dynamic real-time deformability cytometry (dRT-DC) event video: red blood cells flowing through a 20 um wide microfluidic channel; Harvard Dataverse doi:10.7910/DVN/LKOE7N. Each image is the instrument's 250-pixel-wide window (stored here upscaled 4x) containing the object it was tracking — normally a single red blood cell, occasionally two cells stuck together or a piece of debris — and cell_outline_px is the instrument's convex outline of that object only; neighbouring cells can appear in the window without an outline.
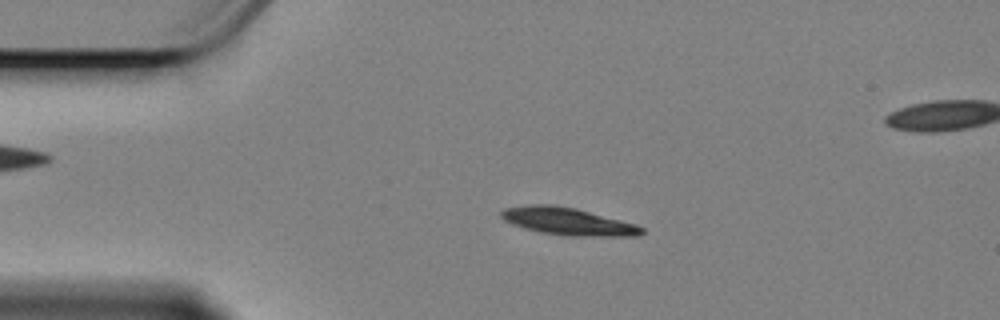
{"species": "Egyptian fruit bat (a non-hibernating species)", "species_latin": "Rousettus aegyptiacus", "temperature_condition": "cold", "stored_images_in_passage": 48, "segment_of_instrument_passage": [1, 2], "camera_frame_rate_fps": 3000, "um_per_image_px": 0.085, "animal": {"sex": "female"}, "frame": {"image": 1, "passage_image": 1, "time_ms": 0.0, "image_size_px": [1000, 320], "cell_outline_px": [[644, 232], [640, 236], [564, 236], [540, 232], [524, 228], [512, 224], [504, 220], [500, 216], [500, 212], [504, 208], [528, 204], [552, 204], [576, 208], [636, 224], [644, 228]], "centroid_in_image_um": [48.26, 18.82], "position_along_channel_um": 36.7, "area_um2": 22.66}}
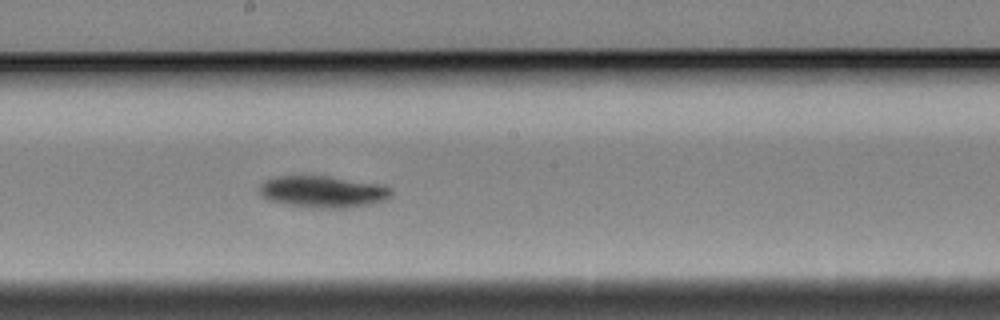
{"frame": {"image": 2, "passage_image": 20, "time_ms": 6.333, "image_size_px": [1000, 320], "cell_outline_px": [[392, 196], [384, 200], [372, 204], [352, 208], [312, 208], [284, 204], [268, 200], [260, 196], [256, 188], [264, 180], [276, 176], [328, 176], [384, 184], [392, 188]], "centroid_in_image_um": [27.44, 16.3], "position_along_channel_um": 220.8, "area_um2": 25.09}}
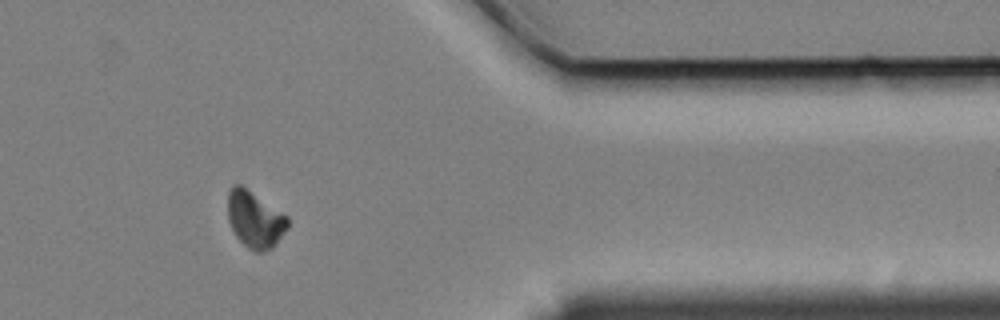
{"frame": {"image": 3, "passage_image": 37, "time_ms": 12.0, "image_size_px": [1000, 320], "cell_outline_px": [[288, 228], [272, 248], [264, 252], [256, 252], [248, 248], [236, 236], [228, 220], [228, 192], [232, 184], [240, 184], [288, 216]], "centroid_in_image_um": [21.66, 18.66], "position_along_channel_um": 389.7, "area_um2": 19.71}}